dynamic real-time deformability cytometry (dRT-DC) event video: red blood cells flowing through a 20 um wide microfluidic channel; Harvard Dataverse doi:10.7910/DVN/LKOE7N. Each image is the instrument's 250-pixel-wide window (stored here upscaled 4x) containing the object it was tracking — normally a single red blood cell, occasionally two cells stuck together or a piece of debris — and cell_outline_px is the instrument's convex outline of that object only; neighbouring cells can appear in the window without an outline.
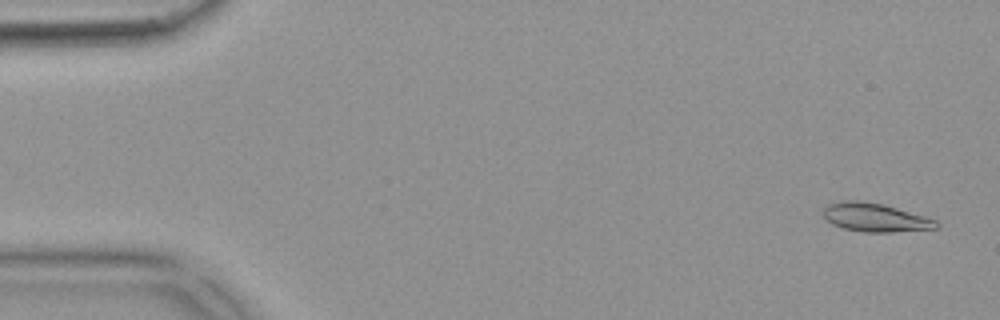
{"species": "common noctule bat (a hibernating species)", "species_latin": "Nyctalus noctula", "temperature_condition": "warm", "stored_images_in_passage": 52, "camera_frame_rate_fps": 3000, "um_per_image_px": 0.085, "animal": {"sex": "female", "body_mass_g": 18.4}, "frame": {"image": 1, "passage_image": 2, "time_ms": 0.333, "image_size_px": [1000, 320], "cell_outline_px": [[940, 228], [892, 232], [864, 232], [844, 228], [832, 224], [824, 216], [824, 208], [828, 204], [840, 200], [860, 200], [884, 204], [924, 216], [936, 220], [940, 224]], "centroid_in_image_um": [74.41, 18.48], "position_along_channel_um": 10.6, "area_um2": 18.84}}
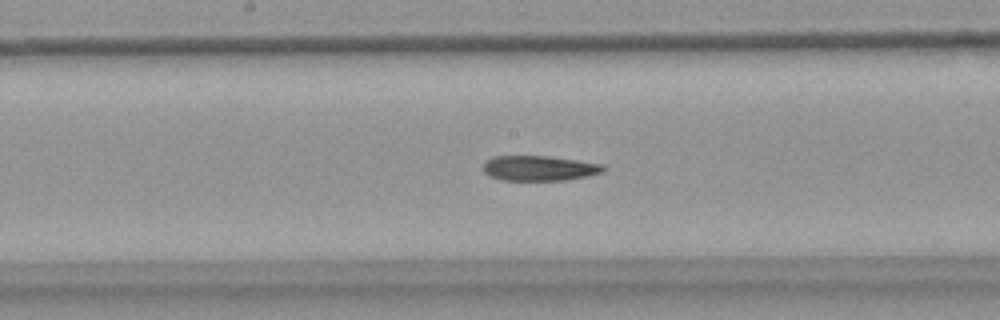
{"frame": {"image": 2, "passage_image": 27, "time_ms": 8.667, "image_size_px": [1000, 320], "cell_outline_px": [[604, 172], [588, 176], [564, 180], [500, 180], [488, 176], [484, 172], [484, 160], [492, 156], [548, 156], [604, 164]], "centroid_in_image_um": [45.81, 14.29], "position_along_channel_um": 202.4, "area_um2": 17.69}}
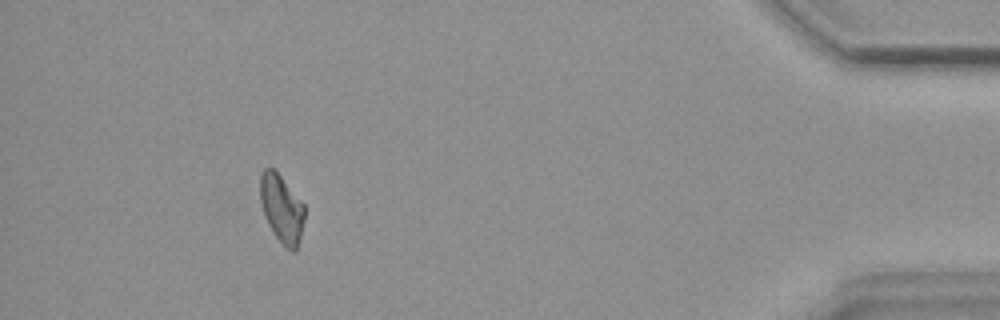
{"frame": {"image": 3, "passage_image": 48, "time_ms": 15.667, "image_size_px": [1000, 320], "cell_outline_px": [[304, 220], [296, 252], [292, 252], [272, 232], [264, 216], [260, 200], [260, 176], [264, 168], [272, 168], [280, 176], [304, 204]], "centroid_in_image_um": [23.93, 17.73], "position_along_channel_um": 411.3, "area_um2": 17.28}, "authors_computed_cell_mechanics": {"area_um2": 18.4093, "velocity_mm_per_s": 3.8344, "shape_relaxation_time_tau1_ms": null, "shape_relaxation_time_tau2_ms": 6.4653, "deformation_change_tau1": null, "deformation_change_tau2": 0.1437}}